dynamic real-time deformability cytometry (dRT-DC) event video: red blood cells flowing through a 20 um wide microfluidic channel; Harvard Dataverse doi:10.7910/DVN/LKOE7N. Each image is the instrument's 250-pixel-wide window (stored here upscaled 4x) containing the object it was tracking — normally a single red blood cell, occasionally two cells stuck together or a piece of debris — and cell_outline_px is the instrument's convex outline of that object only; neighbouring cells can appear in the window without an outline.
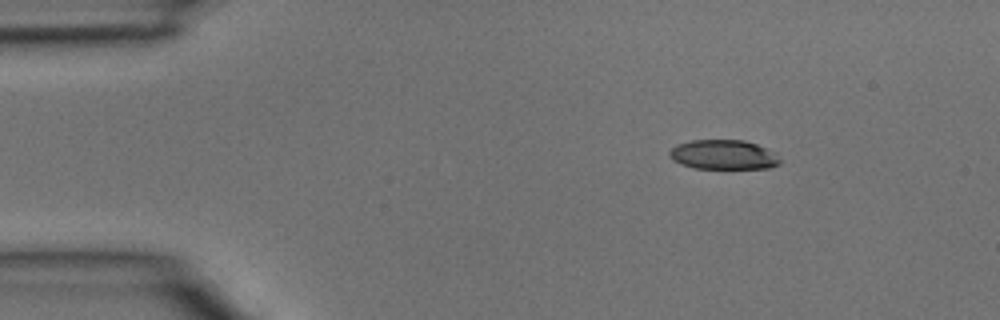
{"species": "common noctule bat (a hibernating species)", "species_latin": "Nyctalus noctula", "temperature_condition": "room temperature", "stored_images_in_passage": 2, "camera_frame_rate_fps": 3000, "um_per_image_px": 0.085, "animal": {"sex": "male", "body_mass_g": 15.6}, "frame": {"image": 1, "passage_image": 1, "time_ms": 0.0, "image_size_px": [1000, 320], "cell_outline_px": [[780, 164], [768, 168], [692, 168], [680, 164], [672, 160], [668, 152], [676, 144], [692, 140], [744, 140], [756, 144], [776, 152], [780, 160]], "centroid_in_image_um": [61.48, 13.15], "position_along_channel_um": 23.5, "area_um2": 19.13}}